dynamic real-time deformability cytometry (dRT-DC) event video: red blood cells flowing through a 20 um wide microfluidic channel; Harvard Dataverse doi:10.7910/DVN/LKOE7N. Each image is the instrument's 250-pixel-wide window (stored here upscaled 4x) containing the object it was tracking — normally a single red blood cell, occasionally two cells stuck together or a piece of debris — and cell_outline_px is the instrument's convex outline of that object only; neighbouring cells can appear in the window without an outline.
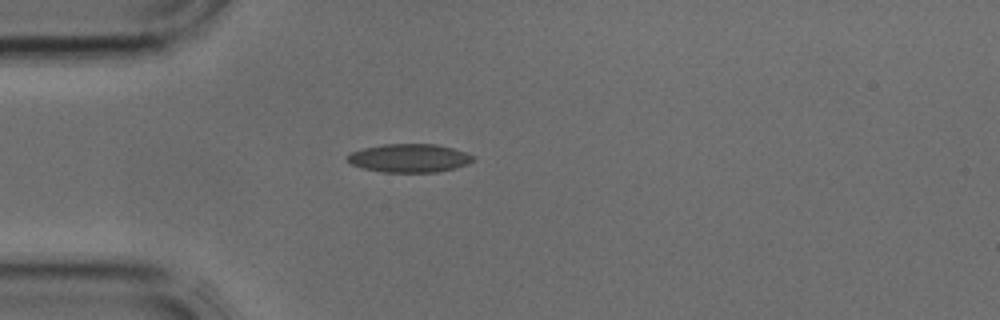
{"species": "common noctule bat (a hibernating species)", "species_latin": "Nyctalus noctula", "temperature_condition": "cold", "stored_images_in_passage": 2, "camera_frame_rate_fps": 3000, "um_per_image_px": 0.085, "animal": {"sex": "male", "body_mass_g": 17.9, "forearm_length_mm": 54.2}, "frame": {"image": 1, "passage_image": 2, "time_ms": 0.333, "image_size_px": [1000, 320], "cell_outline_px": [[476, 160], [468, 164], [456, 168], [436, 172], [384, 172], [364, 168], [352, 164], [344, 156], [352, 152], [364, 148], [384, 144], [436, 144], [452, 148], [476, 156]], "centroid_in_image_um": [34.83, 13.44], "position_along_channel_um": 50.2, "area_um2": 20.81}}